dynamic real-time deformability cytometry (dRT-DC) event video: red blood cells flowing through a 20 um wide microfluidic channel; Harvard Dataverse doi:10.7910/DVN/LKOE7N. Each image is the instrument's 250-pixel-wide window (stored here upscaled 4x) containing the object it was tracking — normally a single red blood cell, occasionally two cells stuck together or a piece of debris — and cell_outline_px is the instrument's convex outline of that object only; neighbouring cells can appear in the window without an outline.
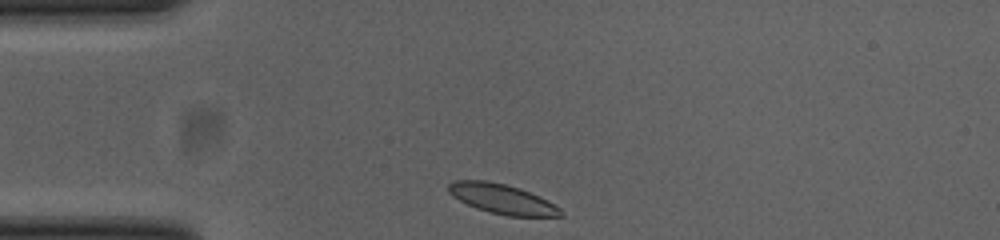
{"species": "common noctule bat (a hibernating species)", "species_latin": "Nyctalus noctula", "temperature_condition": "cold", "stored_images_in_passage": 31, "camera_frame_rate_fps": 3000, "um_per_image_px": 0.085, "animal": {"sex": "female", "body_mass_g": 23.0, "forearm_length_mm": 53.4}, "frame": {"image": 1, "passage_image": 1, "time_ms": 0.0, "image_size_px": [1000, 240], "cell_outline_px": [[564, 216], [508, 216], [476, 208], [452, 196], [448, 192], [448, 184], [452, 180], [488, 180], [520, 188], [548, 200], [560, 208]], "centroid_in_image_um": [42.67, 16.9], "position_along_channel_um": 42.3, "area_um2": 19.36}}
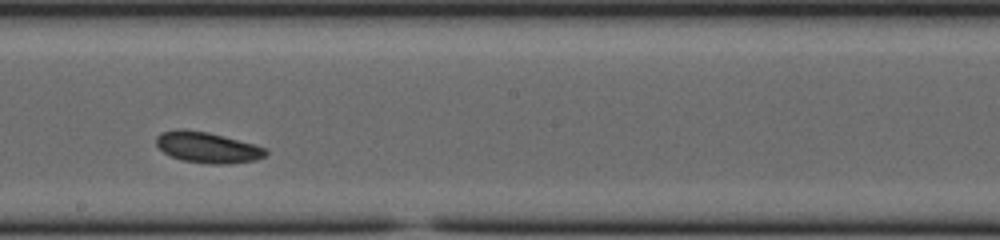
{"frame": {"image": 2, "passage_image": 18, "time_ms": 5.667, "image_size_px": [1000, 240], "cell_outline_px": [[268, 152], [264, 156], [256, 160], [224, 164], [208, 164], [180, 160], [164, 152], [156, 144], [156, 136], [160, 132], [184, 128], [208, 132], [256, 144], [268, 148]], "centroid_in_image_um": [17.65, 12.52], "position_along_channel_um": 230.6, "area_um2": 19.88}}
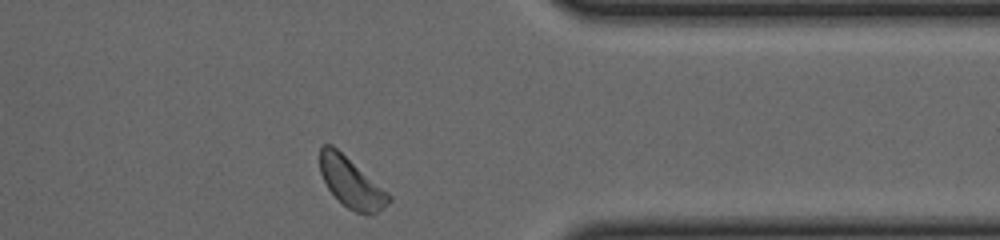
{"frame": {"image": 3, "passage_image": 31, "time_ms": 10.0, "image_size_px": [1000, 240], "cell_outline_px": [[392, 200], [384, 208], [372, 216], [368, 216], [356, 212], [348, 208], [328, 188], [320, 172], [320, 148], [324, 144], [332, 144], [388, 192], [392, 196]], "centroid_in_image_um": [29.89, 15.55], "position_along_channel_um": 381.5, "area_um2": 20.0}, "authors_computed_cell_mechanics": {"area_um2": 19.7098, "velocity_mm_per_s": 3.7567, "shape_relaxation_time_tau1_ms": 8.6112, "shape_relaxation_time_tau2_ms": null, "deformation_change_tau1": 0.1385, "deformation_change_tau2": null}}